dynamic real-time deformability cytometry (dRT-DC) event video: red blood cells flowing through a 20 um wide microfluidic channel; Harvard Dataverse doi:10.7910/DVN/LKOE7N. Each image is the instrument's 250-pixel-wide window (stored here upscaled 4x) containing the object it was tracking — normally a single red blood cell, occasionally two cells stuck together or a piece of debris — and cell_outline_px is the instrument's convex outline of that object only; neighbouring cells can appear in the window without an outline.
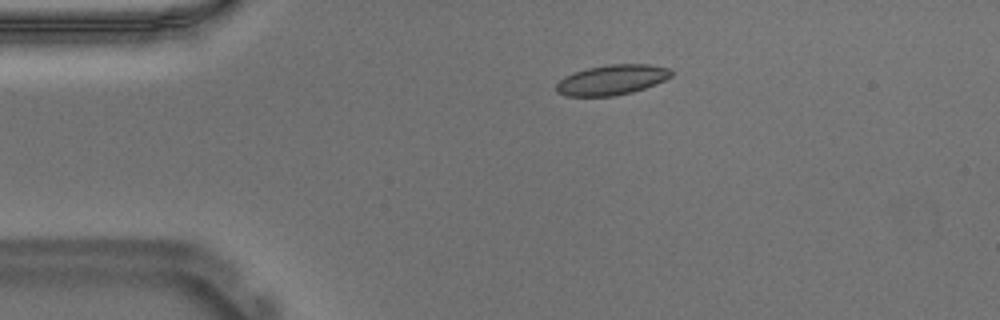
{"species": "Egyptian fruit bat (a non-hibernating species)", "species_latin": "Rousettus aegyptiacus", "temperature_condition": "warm", "stored_images_in_passage": 44, "camera_frame_rate_fps": 3000, "um_per_image_px": 0.085, "animal": {"sex": "male"}, "frame": {"image": 1, "passage_image": 1, "time_ms": 0.0, "image_size_px": [1000, 320], "cell_outline_px": [[672, 76], [656, 84], [632, 92], [612, 96], [564, 96], [556, 92], [556, 84], [564, 76], [588, 68], [608, 64], [648, 64], [668, 68], [672, 72]], "centroid_in_image_um": [51.99, 6.79], "position_along_channel_um": 33.0, "area_um2": 20.11}}
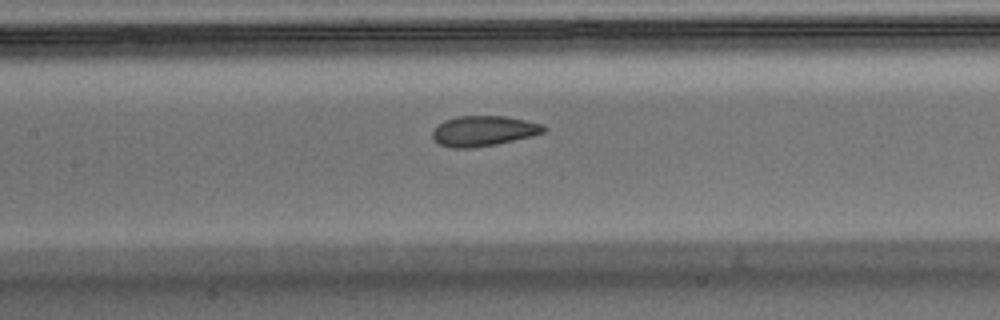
{"frame": {"image": 2, "passage_image": 15, "time_ms": 4.667, "image_size_px": [1000, 320], "cell_outline_px": [[548, 128], [544, 132], [532, 136], [496, 144], [472, 148], [452, 148], [436, 144], [432, 136], [432, 132], [444, 120], [456, 116], [504, 116], [544, 124]], "centroid_in_image_um": [41.09, 11.13], "position_along_channel_um": 166.3, "area_um2": 19.71}}
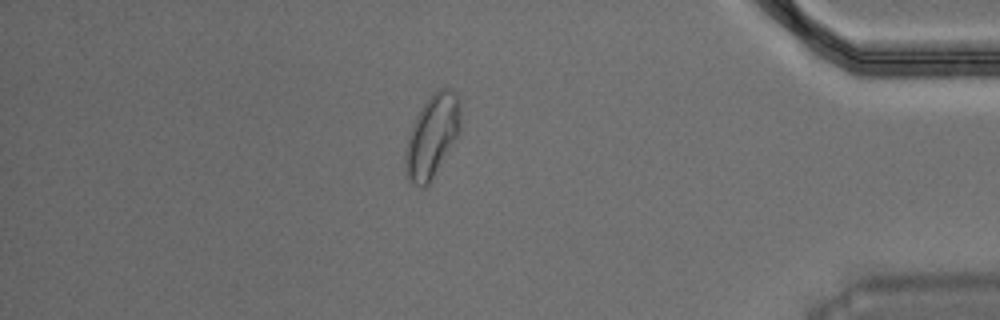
{"frame": {"image": 3, "passage_image": 37, "time_ms": 12.0, "image_size_px": [1000, 320], "cell_outline_px": [[460, 132], [456, 140], [428, 188], [420, 188], [412, 184], [408, 180], [404, 172], [404, 156], [408, 136], [424, 104], [432, 92], [440, 88], [448, 88], [460, 100]], "centroid_in_image_um": [36.73, 11.67], "position_along_channel_um": 398.5, "area_um2": 26.88}, "authors_computed_cell_mechanics": {"area_um2": 20.23, "velocity_mm_per_s": 3.6752, "shape_relaxation_time_tau1_ms": 9.9816, "shape_relaxation_time_tau2_ms": 1.1443, "deformation_change_tau1": 0.2024, "deformation_change_tau2": 0.0502}}